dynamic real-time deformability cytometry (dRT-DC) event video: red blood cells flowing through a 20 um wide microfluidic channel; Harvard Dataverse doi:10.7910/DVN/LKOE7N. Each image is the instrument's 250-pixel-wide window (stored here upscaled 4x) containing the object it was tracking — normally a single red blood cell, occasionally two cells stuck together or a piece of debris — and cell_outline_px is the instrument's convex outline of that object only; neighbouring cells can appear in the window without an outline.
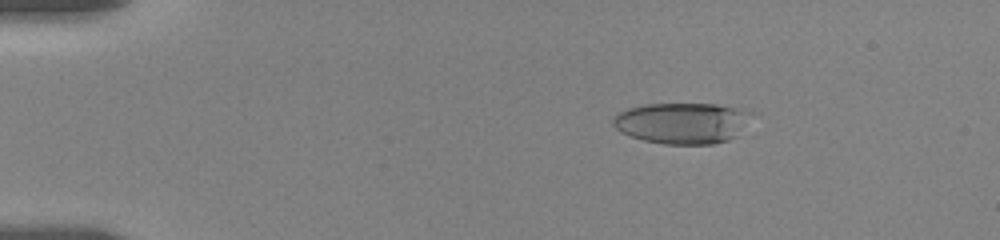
{"species": "human", "species_latin": "Homo sapiens", "temperature_condition": "room temperature", "stored_images_in_passage": 37, "camera_frame_rate_fps": 3000, "um_per_image_px": 0.085, "donor": {"sex": "female"}, "frame": {"image": 1, "passage_image": 5, "time_ms": 2.667, "image_size_px": [1000, 240], "cell_outline_px": [[756, 112], [736, 136], [728, 140], [712, 144], [664, 144], [644, 140], [620, 132], [612, 124], [612, 116], [616, 112], [628, 108], [644, 104], [716, 104], [740, 108]], "centroid_in_image_um": [57.99, 10.44], "position_along_channel_um": 27.0, "area_um2": 33.47}}
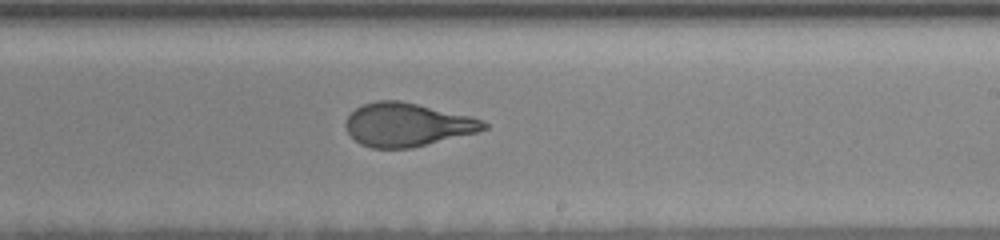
{"frame": {"image": 2, "passage_image": 22, "time_ms": 11.333, "image_size_px": [1000, 240], "cell_outline_px": [[488, 128], [476, 132], [412, 148], [372, 148], [360, 144], [348, 132], [344, 124], [348, 116], [356, 108], [364, 104], [376, 100], [400, 100], [468, 116], [484, 120], [488, 124]], "centroid_in_image_um": [34.59, 10.6], "position_along_channel_um": 254.4, "area_um2": 34.62}}
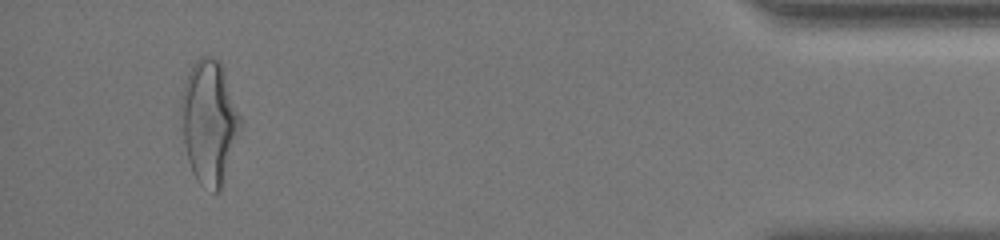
{"frame": {"image": 3, "passage_image": 35, "time_ms": 17.667, "image_size_px": [1000, 240], "cell_outline_px": [[240, 128], [220, 188], [216, 192], [212, 192], [204, 188], [196, 180], [192, 172], [188, 160], [184, 144], [180, 116], [180, 100], [184, 84], [188, 72], [196, 60], [200, 56], [212, 56], [220, 60], [240, 116]], "centroid_in_image_um": [17.73, 10.33], "position_along_channel_um": 417.5, "area_um2": 42.19}, "authors_computed_cell_mechanics": {"area_um2": 35.258, "velocity_mm_per_s": 3.5189, "shape_relaxation_time_tau1_ms": 5.8481, "shape_relaxation_time_tau2_ms": 1.1373, "deformation_change_tau1": 0.2146, "deformation_change_tau2": 0.0899}}